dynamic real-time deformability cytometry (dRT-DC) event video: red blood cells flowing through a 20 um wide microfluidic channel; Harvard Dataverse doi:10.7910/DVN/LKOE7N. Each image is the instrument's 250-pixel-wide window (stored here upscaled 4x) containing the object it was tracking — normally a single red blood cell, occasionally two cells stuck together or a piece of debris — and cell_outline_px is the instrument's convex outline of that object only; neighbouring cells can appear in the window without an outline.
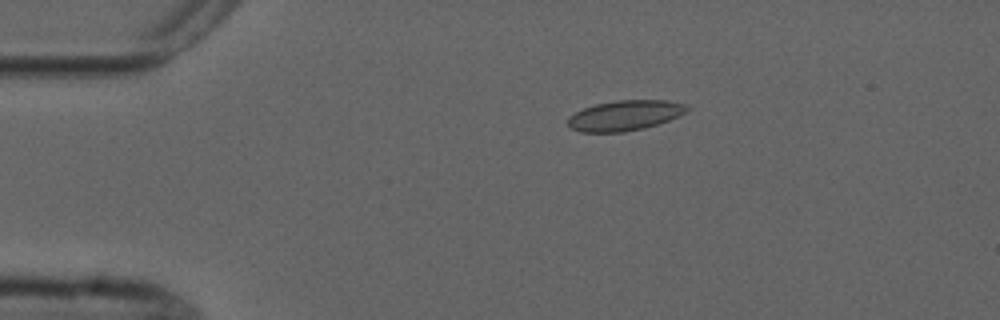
{"species": "common noctule bat (a hibernating species)", "species_latin": "Nyctalus noctula", "temperature_condition": "cold", "stored_images_in_passage": 7, "camera_frame_rate_fps": 3000, "um_per_image_px": 0.085, "animal": {"sex": "male", "forearm_length_mm": 52.5}, "frame": {"image": 1, "passage_image": 3, "time_ms": 2.333, "image_size_px": [1000, 320], "cell_outline_px": [[688, 108], [680, 116], [644, 128], [624, 132], [580, 132], [572, 128], [568, 124], [568, 116], [584, 108], [596, 104], [616, 100], [668, 100], [688, 104]], "centroid_in_image_um": [53.12, 9.81], "position_along_channel_um": 31.9, "area_um2": 20.92}}
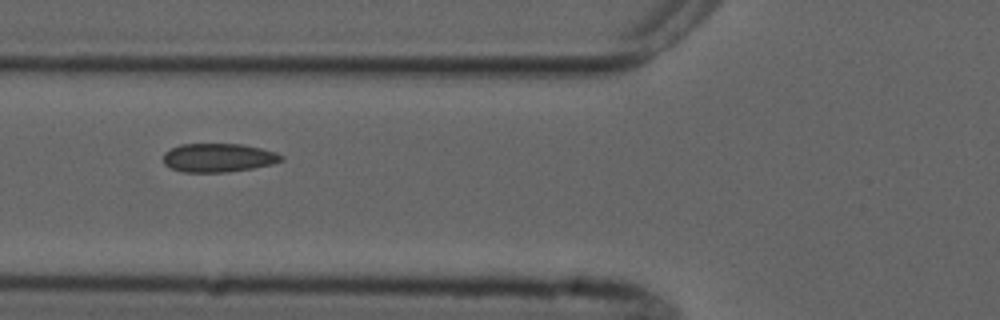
{"frame": {"image": 2, "passage_image": 6, "time_ms": 5.667, "image_size_px": [1000, 320], "cell_outline_px": [[284, 160], [272, 164], [252, 168], [228, 172], [184, 172], [172, 168], [164, 164], [164, 152], [180, 144], [240, 144], [260, 148], [276, 152], [284, 156]], "centroid_in_image_um": [18.58, 13.4], "position_along_channel_um": 107.2, "area_um2": 19.65}}
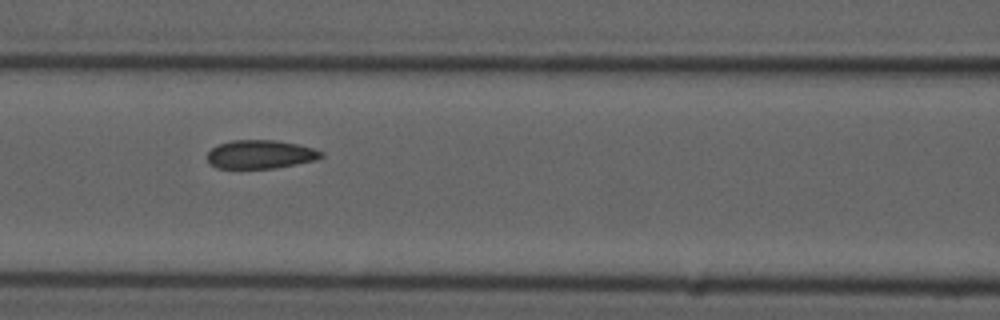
{"frame": {"image": 3, "passage_image": 7, "time_ms": 6.667, "image_size_px": [1000, 320], "cell_outline_px": [[324, 156], [316, 160], [276, 168], [216, 168], [208, 164], [208, 152], [212, 148], [220, 144], [232, 140], [276, 140], [300, 144], [324, 152]], "centroid_in_image_um": [22.16, 13.12], "position_along_channel_um": 144.4, "area_um2": 19.07}}